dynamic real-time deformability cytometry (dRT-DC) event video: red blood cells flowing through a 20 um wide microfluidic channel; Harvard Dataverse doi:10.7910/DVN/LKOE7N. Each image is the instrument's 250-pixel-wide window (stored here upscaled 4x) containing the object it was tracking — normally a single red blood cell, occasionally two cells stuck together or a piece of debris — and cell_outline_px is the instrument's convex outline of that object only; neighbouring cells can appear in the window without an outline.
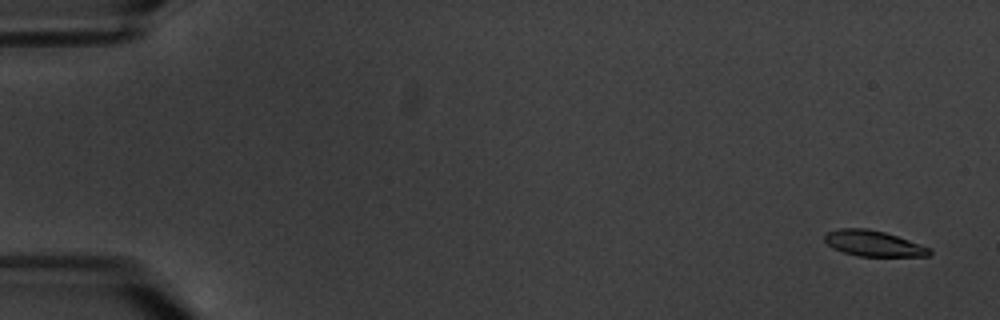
{"species": "common noctule bat (a hibernating species)", "species_latin": "Nyctalus noctula", "temperature_condition": "warm", "stored_images_in_passage": 7, "camera_frame_rate_fps": 3000, "um_per_image_px": 0.085, "animal": {"sex": "male", "body_mass_g": 20.1, "forearm_length_mm": 53.5}, "frame": {"image": 1, "passage_image": 1, "time_ms": 0.0, "image_size_px": [1000, 320], "cell_outline_px": [[932, 252], [928, 256], [856, 256], [832, 248], [824, 240], [824, 236], [828, 232], [840, 228], [868, 228], [884, 232], [932, 248]], "centroid_in_image_um": [74.24, 20.69], "position_along_channel_um": 10.8, "area_um2": 15.66}}
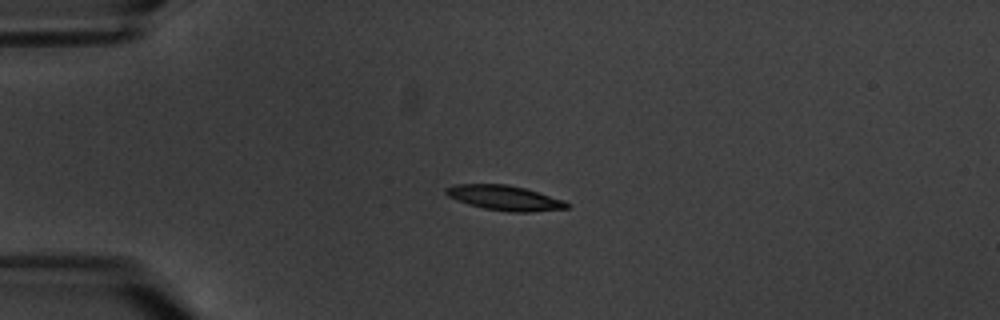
{"frame": {"image": 2, "passage_image": 4, "time_ms": 4.333, "image_size_px": [1000, 320], "cell_outline_px": [[568, 208], [532, 212], [508, 212], [484, 208], [468, 204], [448, 196], [444, 192], [444, 188], [452, 184], [508, 184], [524, 188], [564, 200], [568, 204]], "centroid_in_image_um": [42.85, 16.81], "position_along_channel_um": 42.1, "area_um2": 17.51}}
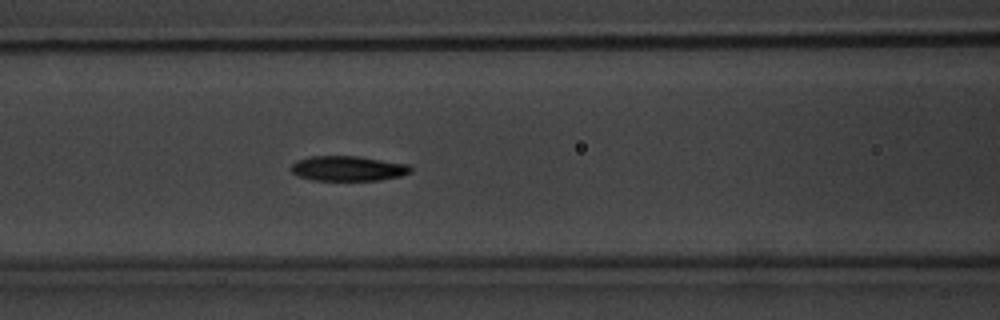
{"frame": {"image": 3, "passage_image": 7, "time_ms": 8.0, "image_size_px": [1000, 320], "cell_outline_px": [[412, 172], [400, 176], [380, 180], [312, 180], [296, 176], [292, 172], [292, 164], [296, 160], [312, 156], [356, 156], [412, 164]], "centroid_in_image_um": [29.61, 14.32], "position_along_channel_um": 137.0, "area_um2": 17.57}}